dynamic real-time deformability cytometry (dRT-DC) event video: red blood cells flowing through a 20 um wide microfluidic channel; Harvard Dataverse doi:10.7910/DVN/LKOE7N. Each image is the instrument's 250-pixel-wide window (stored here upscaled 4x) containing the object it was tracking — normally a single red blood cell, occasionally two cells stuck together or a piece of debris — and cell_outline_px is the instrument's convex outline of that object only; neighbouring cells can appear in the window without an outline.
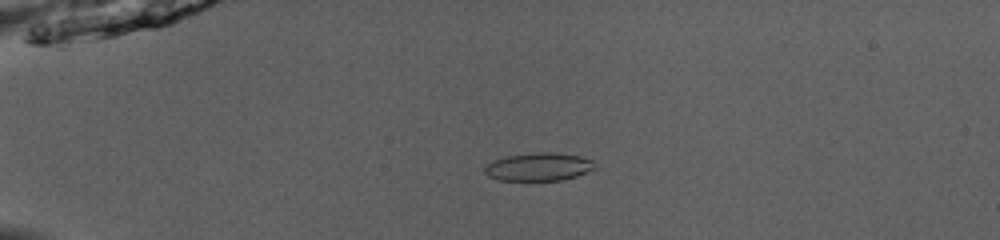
{"species": "common noctule bat (a hibernating species)", "species_latin": "Nyctalus noctula", "temperature_condition": "room temperature", "stored_images_in_passage": 51, "camera_frame_rate_fps": 3000, "um_per_image_px": 0.085, "animal": {"sex": "male", "body_mass_g": 13.0, "forearm_length_mm": 53.1}, "frame": {"image": 1, "passage_image": 14, "time_ms": 4.333, "image_size_px": [1000, 240], "cell_outline_px": [[596, 168], [576, 176], [560, 180], [500, 180], [488, 176], [484, 172], [484, 168], [488, 164], [496, 160], [508, 156], [536, 152], [552, 152], [580, 156], [592, 160], [596, 164]], "centroid_in_image_um": [45.82, 14.18], "position_along_channel_um": 39.2, "area_um2": 17.8}}
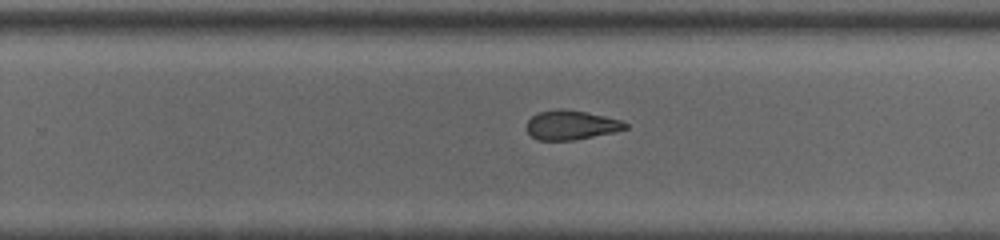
{"frame": {"image": 2, "passage_image": 35, "time_ms": 11.333, "image_size_px": [1000, 240], "cell_outline_px": [[628, 128], [616, 132], [572, 140], [536, 140], [528, 132], [528, 120], [532, 116], [540, 112], [556, 108], [564, 108], [588, 112], [620, 120], [628, 124]], "centroid_in_image_um": [48.57, 10.62], "position_along_channel_um": 281.2, "area_um2": 16.88}}
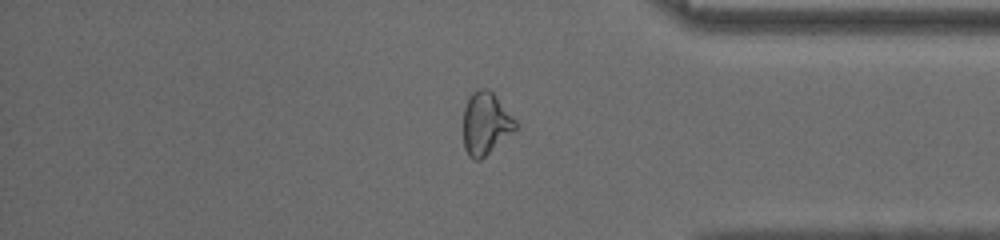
{"frame": {"image": 3, "passage_image": 44, "time_ms": 14.333, "image_size_px": [1000, 240], "cell_outline_px": [[516, 128], [512, 132], [480, 160], [472, 160], [468, 156], [464, 148], [464, 108], [468, 96], [472, 92], [480, 88], [488, 88], [492, 92], [516, 120]], "centroid_in_image_um": [41.25, 10.49], "position_along_channel_um": 394.0, "area_um2": 18.79}, "authors_computed_cell_mechanics": {"area_um2": 18.6694, "velocity_mm_per_s": 4.0733, "shape_relaxation_time_tau1_ms": null, "shape_relaxation_time_tau2_ms": 1.6771, "deformation_change_tau1": null, "deformation_change_tau2": 0.0909}}